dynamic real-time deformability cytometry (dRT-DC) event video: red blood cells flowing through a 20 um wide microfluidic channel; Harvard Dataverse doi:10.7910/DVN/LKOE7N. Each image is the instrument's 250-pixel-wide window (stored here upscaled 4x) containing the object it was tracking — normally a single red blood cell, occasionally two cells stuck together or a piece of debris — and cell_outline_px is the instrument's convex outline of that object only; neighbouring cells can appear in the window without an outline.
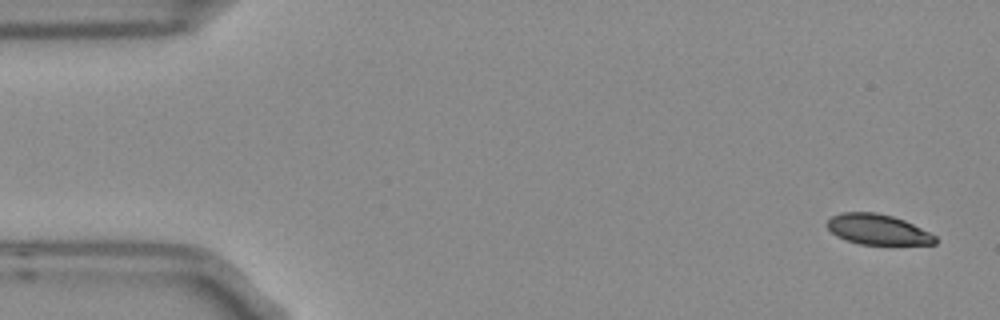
{"species": "Egyptian fruit bat (a non-hibernating species)", "species_latin": "Rousettus aegyptiacus", "temperature_condition": "room temperature", "stored_images_in_passage": 6, "camera_frame_rate_fps": 3000, "um_per_image_px": 0.085, "frame": {"image": 1, "passage_image": 1, "time_ms": 0.0, "image_size_px": [1000, 320], "cell_outline_px": [[936, 244], [860, 244], [836, 236], [824, 224], [832, 216], [840, 212], [876, 212], [892, 216], [904, 220], [936, 236]], "centroid_in_image_um": [74.56, 19.49], "position_along_channel_um": 10.4, "area_um2": 18.96}}
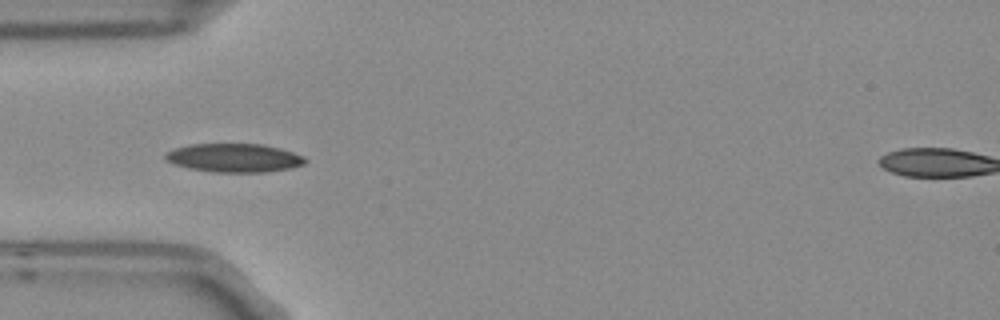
{"frame": {"image": 2, "passage_image": 5, "time_ms": 1.333, "image_size_px": [1000, 320], "cell_outline_px": [[308, 160], [304, 164], [288, 168], [268, 172], [212, 172], [188, 168], [176, 164], [168, 160], [164, 156], [168, 152], [176, 148], [192, 144], [260, 144], [280, 148], [304, 156]], "centroid_in_image_um": [19.94, 13.42], "position_along_channel_um": 65.1, "area_um2": 23.06}}